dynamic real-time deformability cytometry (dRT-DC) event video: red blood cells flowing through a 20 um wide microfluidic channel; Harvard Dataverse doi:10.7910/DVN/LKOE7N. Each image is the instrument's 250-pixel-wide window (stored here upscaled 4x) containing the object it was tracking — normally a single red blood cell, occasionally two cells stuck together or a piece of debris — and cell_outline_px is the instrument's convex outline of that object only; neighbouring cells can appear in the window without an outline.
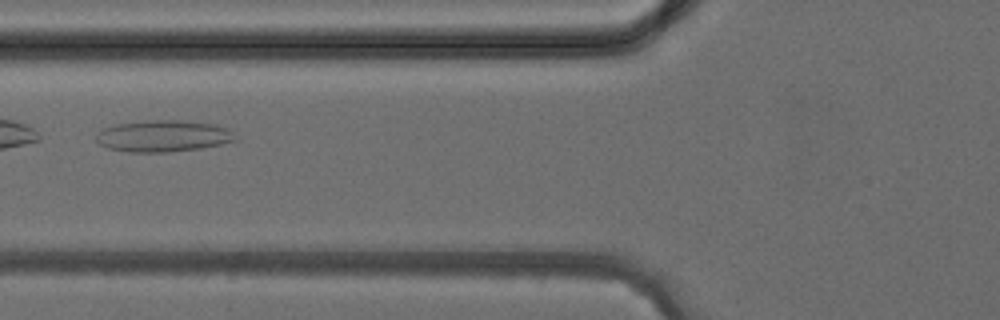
{"species": "common noctule bat (a hibernating species)", "species_latin": "Nyctalus noctula", "temperature_condition": "cold", "stored_images_in_passage": 4, "camera_frame_rate_fps": 3000, "um_per_image_px": 0.085, "animal": {"sex": "female", "body_mass_g": 24.6, "forearm_length_mm": 56.2}, "frame": {"image": 1, "passage_image": 4, "time_ms": 3.667, "image_size_px": [1000, 320], "cell_outline_px": [[236, 140], [220, 144], [200, 148], [168, 152], [128, 152], [108, 148], [100, 144], [96, 140], [96, 132], [104, 128], [116, 124], [152, 120], [176, 120], [216, 124], [228, 128], [232, 132]], "centroid_in_image_um": [13.85, 11.56], "position_along_channel_um": 112.0, "area_um2": 25.49}}